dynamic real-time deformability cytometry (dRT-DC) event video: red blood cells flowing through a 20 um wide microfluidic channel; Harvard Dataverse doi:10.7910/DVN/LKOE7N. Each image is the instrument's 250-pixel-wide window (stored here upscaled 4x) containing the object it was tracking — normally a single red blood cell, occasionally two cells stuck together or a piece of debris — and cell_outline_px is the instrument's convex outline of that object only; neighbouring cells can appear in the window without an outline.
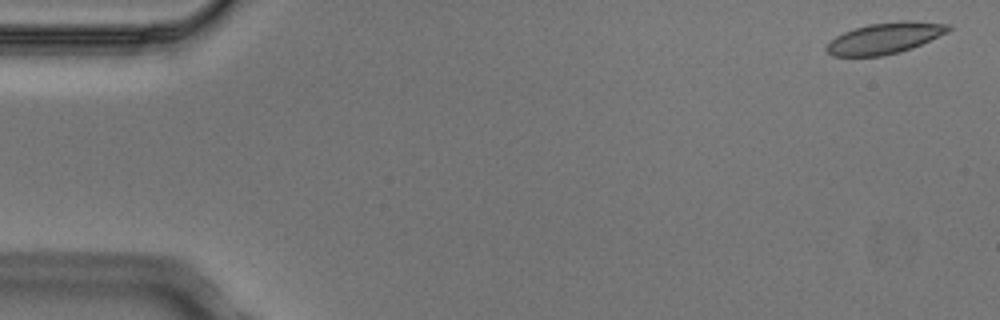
{"species": "Egyptian fruit bat (a non-hibernating species)", "species_latin": "Rousettus aegyptiacus", "temperature_condition": "cold", "stored_images_in_passage": 3, "camera_frame_rate_fps": 3000, "um_per_image_px": 0.085, "animal": {"sex": "male"}, "frame": {"image": 1, "passage_image": 1, "time_ms": 0.0, "image_size_px": [1000, 320], "cell_outline_px": [[952, 28], [948, 32], [912, 48], [900, 52], [884, 56], [832, 56], [824, 48], [836, 36], [844, 32], [868, 24], [900, 20], [908, 20], [948, 24]], "centroid_in_image_um": [75.22, 3.24], "position_along_channel_um": 9.8, "area_um2": 22.08}}